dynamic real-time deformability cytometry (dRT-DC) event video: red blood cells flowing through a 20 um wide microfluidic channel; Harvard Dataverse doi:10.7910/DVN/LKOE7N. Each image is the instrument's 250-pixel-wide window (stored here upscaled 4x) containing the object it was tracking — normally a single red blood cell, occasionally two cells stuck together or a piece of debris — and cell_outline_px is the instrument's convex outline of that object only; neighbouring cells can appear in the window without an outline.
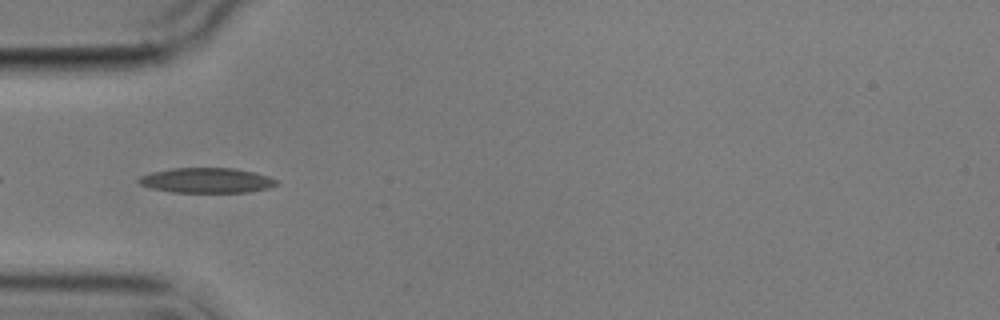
{"species": "common noctule bat (a hibernating species)", "species_latin": "Nyctalus noctula", "temperature_condition": "cold", "stored_images_in_passage": 11, "camera_frame_rate_fps": 3000, "um_per_image_px": 0.085, "animal": {"sex": "male", "body_mass_g": 17.9}, "frame": {"image": 1, "passage_image": 1, "time_ms": 0.0, "image_size_px": [1000, 320], "cell_outline_px": [[280, 184], [268, 188], [248, 192], [172, 192], [152, 188], [140, 184], [136, 180], [140, 176], [152, 172], [172, 168], [236, 168], [256, 172], [280, 180]], "centroid_in_image_um": [17.62, 15.33], "position_along_channel_um": 67.4, "area_um2": 20.29}}
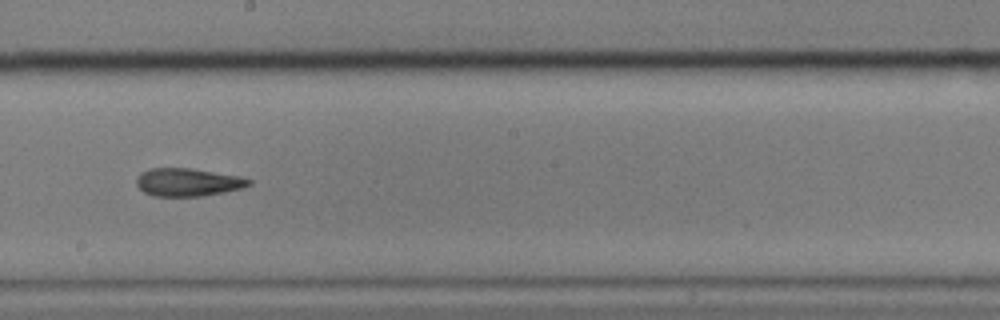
{"frame": {"image": 2, "passage_image": 5, "time_ms": 4.667, "image_size_px": [1000, 320], "cell_outline_px": [[252, 184], [244, 188], [204, 196], [152, 196], [144, 192], [136, 184], [136, 176], [140, 172], [148, 168], [188, 168], [240, 176], [252, 180]], "centroid_in_image_um": [15.96, 15.49], "position_along_channel_um": 232.2, "area_um2": 18.5}}
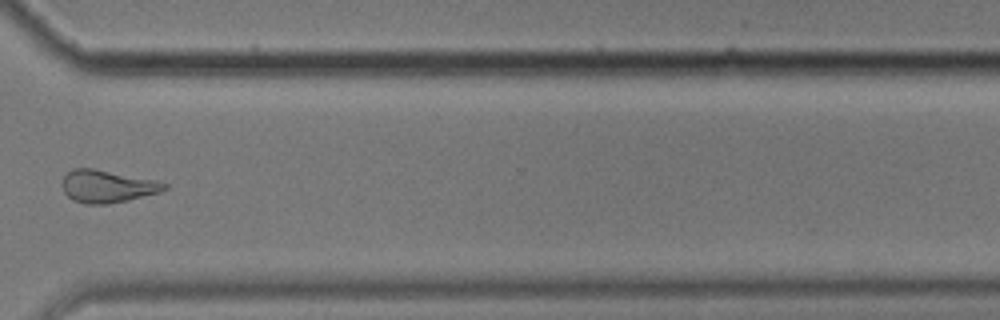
{"frame": {"image": 3, "passage_image": 8, "time_ms": 8.333, "image_size_px": [1000, 320], "cell_outline_px": [[168, 188], [160, 192], [128, 200], [108, 204], [88, 204], [72, 200], [64, 192], [60, 184], [64, 176], [72, 168], [92, 168], [156, 180], [168, 184]], "centroid_in_image_um": [9.1, 15.84], "position_along_channel_um": 361.5, "area_um2": 19.42}, "authors_computed_cell_mechanics": {"area_um2": 18.785, "velocity_mm_per_s": 3.535, "shape_relaxation_time_tau1_ms": null, "shape_relaxation_time_tau2_ms": 2.1887, "deformation_change_tau1": null, "deformation_change_tau2": 0.111}}